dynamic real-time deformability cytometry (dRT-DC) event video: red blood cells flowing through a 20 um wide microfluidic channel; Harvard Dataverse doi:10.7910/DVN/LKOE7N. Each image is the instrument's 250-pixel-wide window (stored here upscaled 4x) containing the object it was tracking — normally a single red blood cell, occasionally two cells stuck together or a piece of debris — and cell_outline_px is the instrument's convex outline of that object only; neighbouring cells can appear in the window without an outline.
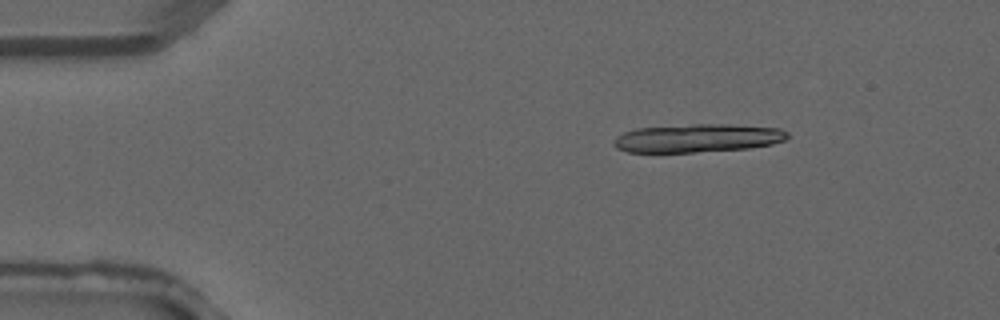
{"species": "common noctule bat (a hibernating species)", "species_latin": "Nyctalus noctula", "temperature_condition": "warm", "stored_images_in_passage": 3, "camera_frame_rate_fps": 3000, "um_per_image_px": 0.085, "animal": {"sex": "male", "forearm_length_mm": 52.5}, "frame": {"image": 1, "passage_image": 1, "time_ms": 0.0, "image_size_px": [1000, 320], "cell_outline_px": [[788, 136], [784, 140], [772, 144], [748, 148], [692, 152], [628, 152], [616, 148], [612, 144], [616, 136], [624, 132], [636, 128], [692, 124], [728, 124], [780, 128], [788, 132]], "centroid_in_image_um": [59.27, 11.73], "position_along_channel_um": 25.7, "area_um2": 28.67}}
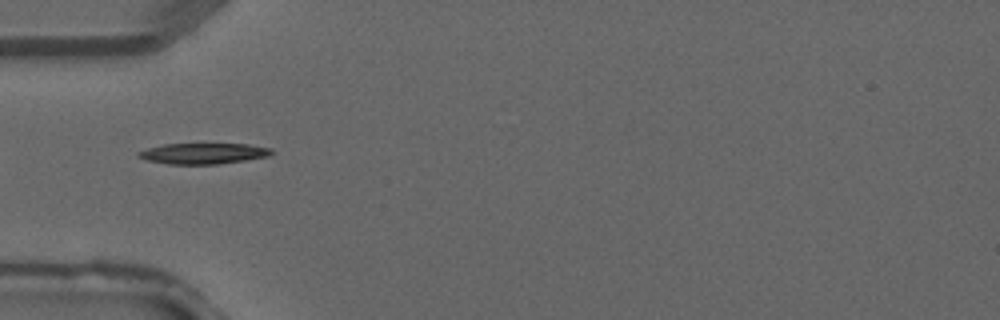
{"frame": {"image": 2, "passage_image": 3, "time_ms": 0.667, "image_size_px": [1000, 320], "cell_outline_px": [[272, 152], [268, 156], [220, 164], [168, 164], [148, 160], [136, 156], [136, 152], [148, 148], [164, 144], [248, 144], [272, 148]], "centroid_in_image_um": [17.26, 13.04], "position_along_channel_um": 67.7, "area_um2": 16.07}}